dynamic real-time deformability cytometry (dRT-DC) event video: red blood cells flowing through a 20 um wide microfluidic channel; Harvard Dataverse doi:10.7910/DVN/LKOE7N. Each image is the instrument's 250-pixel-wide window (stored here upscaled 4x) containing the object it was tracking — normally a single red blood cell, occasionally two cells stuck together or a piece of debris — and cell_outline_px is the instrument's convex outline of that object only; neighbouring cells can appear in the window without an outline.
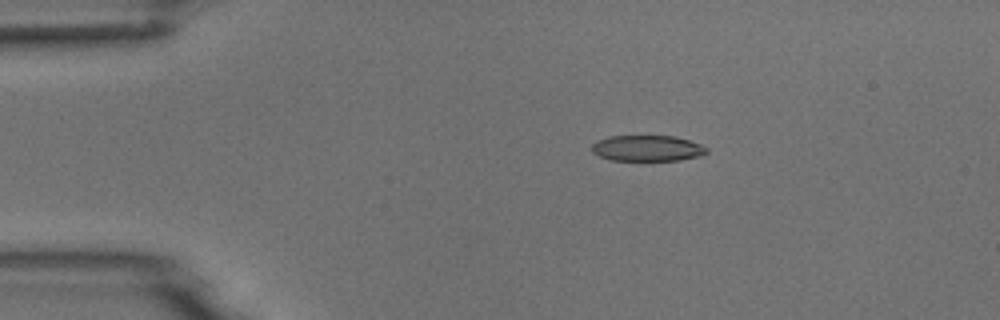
{"species": "common noctule bat (a hibernating species)", "species_latin": "Nyctalus noctula", "temperature_condition": "room temperature", "stored_images_in_passage": 5, "camera_frame_rate_fps": 3000, "um_per_image_px": 0.085, "animal": {"sex": "male", "body_mass_g": 18.8}, "frame": {"image": 1, "passage_image": 3, "time_ms": 2.333, "image_size_px": [1000, 320], "cell_outline_px": [[708, 152], [700, 156], [680, 160], [612, 160], [600, 156], [592, 152], [592, 144], [596, 140], [608, 136], [676, 136], [700, 144], [708, 148]], "centroid_in_image_um": [55.02, 12.59], "position_along_channel_um": 30.0, "area_um2": 17.34}}
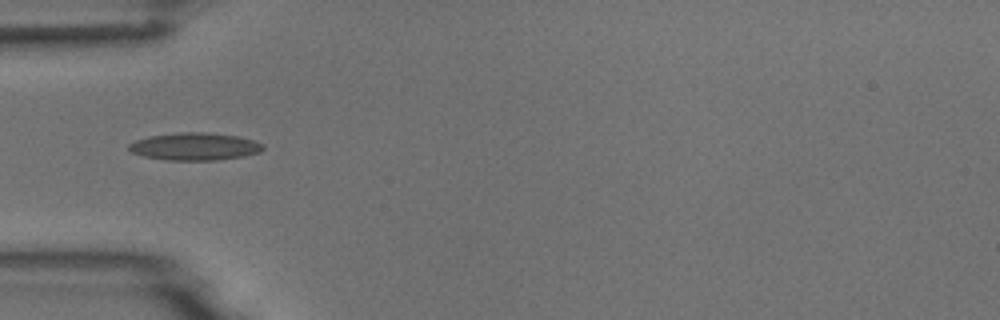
{"frame": {"image": 2, "passage_image": 5, "time_ms": 4.667, "image_size_px": [1000, 320], "cell_outline_px": [[264, 148], [260, 152], [244, 156], [216, 160], [168, 160], [144, 156], [132, 152], [128, 148], [128, 144], [136, 140], [148, 136], [180, 132], [208, 132], [236, 136], [252, 140], [264, 144]], "centroid_in_image_um": [16.55, 12.45], "position_along_channel_um": 68.4, "area_um2": 21.44}}